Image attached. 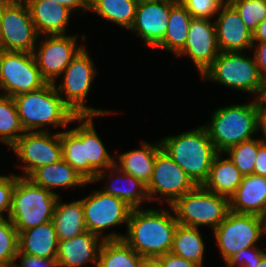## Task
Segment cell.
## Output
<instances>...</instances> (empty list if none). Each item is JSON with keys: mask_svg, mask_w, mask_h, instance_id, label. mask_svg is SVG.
Here are the masks:
<instances>
[{"mask_svg": "<svg viewBox=\"0 0 266 267\" xmlns=\"http://www.w3.org/2000/svg\"><path fill=\"white\" fill-rule=\"evenodd\" d=\"M161 209V210H160ZM133 208L123 240L144 258L171 252L178 226L171 206Z\"/></svg>", "mask_w": 266, "mask_h": 267, "instance_id": "obj_1", "label": "cell"}, {"mask_svg": "<svg viewBox=\"0 0 266 267\" xmlns=\"http://www.w3.org/2000/svg\"><path fill=\"white\" fill-rule=\"evenodd\" d=\"M160 144L162 150L197 186H203L218 154L203 125L180 132L178 135L162 137Z\"/></svg>", "mask_w": 266, "mask_h": 267, "instance_id": "obj_2", "label": "cell"}, {"mask_svg": "<svg viewBox=\"0 0 266 267\" xmlns=\"http://www.w3.org/2000/svg\"><path fill=\"white\" fill-rule=\"evenodd\" d=\"M25 131L51 132L53 128H68L75 113L64 103L54 83H47L28 93L13 97Z\"/></svg>", "mask_w": 266, "mask_h": 267, "instance_id": "obj_3", "label": "cell"}, {"mask_svg": "<svg viewBox=\"0 0 266 267\" xmlns=\"http://www.w3.org/2000/svg\"><path fill=\"white\" fill-rule=\"evenodd\" d=\"M218 153L258 135L256 99L214 109L211 119L202 124Z\"/></svg>", "mask_w": 266, "mask_h": 267, "instance_id": "obj_4", "label": "cell"}, {"mask_svg": "<svg viewBox=\"0 0 266 267\" xmlns=\"http://www.w3.org/2000/svg\"><path fill=\"white\" fill-rule=\"evenodd\" d=\"M86 48L88 46L85 45L66 67L59 77L60 84L58 81L54 83L55 88L76 116H110L115 113L113 110L94 108L86 104V98L99 72L91 58V53Z\"/></svg>", "mask_w": 266, "mask_h": 267, "instance_id": "obj_5", "label": "cell"}, {"mask_svg": "<svg viewBox=\"0 0 266 267\" xmlns=\"http://www.w3.org/2000/svg\"><path fill=\"white\" fill-rule=\"evenodd\" d=\"M250 51L220 52L213 64L201 75L203 82H212L229 87L236 92L260 97L264 91V80Z\"/></svg>", "mask_w": 266, "mask_h": 267, "instance_id": "obj_6", "label": "cell"}, {"mask_svg": "<svg viewBox=\"0 0 266 267\" xmlns=\"http://www.w3.org/2000/svg\"><path fill=\"white\" fill-rule=\"evenodd\" d=\"M59 195L35 185L29 178L16 174L12 205L8 218L18 234L52 221Z\"/></svg>", "mask_w": 266, "mask_h": 267, "instance_id": "obj_7", "label": "cell"}, {"mask_svg": "<svg viewBox=\"0 0 266 267\" xmlns=\"http://www.w3.org/2000/svg\"><path fill=\"white\" fill-rule=\"evenodd\" d=\"M176 220L188 227H204L212 231L225 219L230 211L229 198L197 186L178 198L171 205Z\"/></svg>", "mask_w": 266, "mask_h": 267, "instance_id": "obj_8", "label": "cell"}, {"mask_svg": "<svg viewBox=\"0 0 266 267\" xmlns=\"http://www.w3.org/2000/svg\"><path fill=\"white\" fill-rule=\"evenodd\" d=\"M81 201L86 229L89 232L97 234L103 240L123 239V233L109 231V229L122 226V224L127 229V223L133 208L118 197L103 193L99 189L91 190L87 196L81 198Z\"/></svg>", "mask_w": 266, "mask_h": 267, "instance_id": "obj_9", "label": "cell"}, {"mask_svg": "<svg viewBox=\"0 0 266 267\" xmlns=\"http://www.w3.org/2000/svg\"><path fill=\"white\" fill-rule=\"evenodd\" d=\"M224 264L238 251L253 246L266 236V219L253 214L229 211L225 219L211 231ZM259 244V245H258Z\"/></svg>", "mask_w": 266, "mask_h": 267, "instance_id": "obj_10", "label": "cell"}, {"mask_svg": "<svg viewBox=\"0 0 266 267\" xmlns=\"http://www.w3.org/2000/svg\"><path fill=\"white\" fill-rule=\"evenodd\" d=\"M9 149L19 162L16 165L21 170L19 177L28 178L39 167L63 158L60 130L54 133L26 131Z\"/></svg>", "mask_w": 266, "mask_h": 267, "instance_id": "obj_11", "label": "cell"}, {"mask_svg": "<svg viewBox=\"0 0 266 267\" xmlns=\"http://www.w3.org/2000/svg\"><path fill=\"white\" fill-rule=\"evenodd\" d=\"M86 33L70 35H41L33 55L41 75L48 83H55L85 44ZM41 39V40H40Z\"/></svg>", "mask_w": 266, "mask_h": 267, "instance_id": "obj_12", "label": "cell"}, {"mask_svg": "<svg viewBox=\"0 0 266 267\" xmlns=\"http://www.w3.org/2000/svg\"><path fill=\"white\" fill-rule=\"evenodd\" d=\"M47 83L33 53L0 50V94L13 98Z\"/></svg>", "mask_w": 266, "mask_h": 267, "instance_id": "obj_13", "label": "cell"}, {"mask_svg": "<svg viewBox=\"0 0 266 267\" xmlns=\"http://www.w3.org/2000/svg\"><path fill=\"white\" fill-rule=\"evenodd\" d=\"M39 35L25 0H10L0 15V50L33 53Z\"/></svg>", "mask_w": 266, "mask_h": 267, "instance_id": "obj_14", "label": "cell"}, {"mask_svg": "<svg viewBox=\"0 0 266 267\" xmlns=\"http://www.w3.org/2000/svg\"><path fill=\"white\" fill-rule=\"evenodd\" d=\"M196 187L185 171L162 149L156 154L154 170L146 185L150 202L156 201L171 206L178 198Z\"/></svg>", "mask_w": 266, "mask_h": 267, "instance_id": "obj_15", "label": "cell"}, {"mask_svg": "<svg viewBox=\"0 0 266 267\" xmlns=\"http://www.w3.org/2000/svg\"><path fill=\"white\" fill-rule=\"evenodd\" d=\"M219 54L214 20L193 18L185 46L175 57L178 59L186 57L188 61L191 59L201 77Z\"/></svg>", "mask_w": 266, "mask_h": 267, "instance_id": "obj_16", "label": "cell"}, {"mask_svg": "<svg viewBox=\"0 0 266 267\" xmlns=\"http://www.w3.org/2000/svg\"><path fill=\"white\" fill-rule=\"evenodd\" d=\"M173 3L139 0L134 22L128 30L137 35L146 48L154 49L164 38Z\"/></svg>", "mask_w": 266, "mask_h": 267, "instance_id": "obj_17", "label": "cell"}, {"mask_svg": "<svg viewBox=\"0 0 266 267\" xmlns=\"http://www.w3.org/2000/svg\"><path fill=\"white\" fill-rule=\"evenodd\" d=\"M220 52H247L253 45V33L236 9L225 0L213 19Z\"/></svg>", "mask_w": 266, "mask_h": 267, "instance_id": "obj_18", "label": "cell"}, {"mask_svg": "<svg viewBox=\"0 0 266 267\" xmlns=\"http://www.w3.org/2000/svg\"><path fill=\"white\" fill-rule=\"evenodd\" d=\"M105 178L108 179L105 181ZM103 180L102 183L105 185L100 190L125 201L131 208H145L147 202H150L146 184L124 173L116 165L97 173L92 183H99Z\"/></svg>", "mask_w": 266, "mask_h": 267, "instance_id": "obj_19", "label": "cell"}, {"mask_svg": "<svg viewBox=\"0 0 266 267\" xmlns=\"http://www.w3.org/2000/svg\"><path fill=\"white\" fill-rule=\"evenodd\" d=\"M104 240L88 230L67 240L59 241L56 260L58 267H97L100 247Z\"/></svg>", "mask_w": 266, "mask_h": 267, "instance_id": "obj_20", "label": "cell"}, {"mask_svg": "<svg viewBox=\"0 0 266 267\" xmlns=\"http://www.w3.org/2000/svg\"><path fill=\"white\" fill-rule=\"evenodd\" d=\"M33 24L39 36L41 35H68L71 14L67 7L51 0H25ZM68 32V33H67Z\"/></svg>", "mask_w": 266, "mask_h": 267, "instance_id": "obj_21", "label": "cell"}, {"mask_svg": "<svg viewBox=\"0 0 266 267\" xmlns=\"http://www.w3.org/2000/svg\"><path fill=\"white\" fill-rule=\"evenodd\" d=\"M229 209L266 219V177L255 174L243 176L237 190L229 198Z\"/></svg>", "mask_w": 266, "mask_h": 267, "instance_id": "obj_22", "label": "cell"}, {"mask_svg": "<svg viewBox=\"0 0 266 267\" xmlns=\"http://www.w3.org/2000/svg\"><path fill=\"white\" fill-rule=\"evenodd\" d=\"M28 178L35 185L43 187L59 196L60 193H56V190L59 188L60 190H69V188L76 189L80 187V190L89 184L93 185L92 182H88L63 158L50 165L39 167Z\"/></svg>", "mask_w": 266, "mask_h": 267, "instance_id": "obj_23", "label": "cell"}, {"mask_svg": "<svg viewBox=\"0 0 266 267\" xmlns=\"http://www.w3.org/2000/svg\"><path fill=\"white\" fill-rule=\"evenodd\" d=\"M160 140L148 142L141 140L140 148L127 152H116L115 165L124 173L134 176L148 184L154 170L156 154L161 150Z\"/></svg>", "mask_w": 266, "mask_h": 267, "instance_id": "obj_24", "label": "cell"}, {"mask_svg": "<svg viewBox=\"0 0 266 267\" xmlns=\"http://www.w3.org/2000/svg\"><path fill=\"white\" fill-rule=\"evenodd\" d=\"M73 123L77 126L60 131L63 159L88 182H92L97 172L85 161L83 116H76Z\"/></svg>", "mask_w": 266, "mask_h": 267, "instance_id": "obj_25", "label": "cell"}, {"mask_svg": "<svg viewBox=\"0 0 266 267\" xmlns=\"http://www.w3.org/2000/svg\"><path fill=\"white\" fill-rule=\"evenodd\" d=\"M59 240L52 221L18 234V253L40 258H56Z\"/></svg>", "mask_w": 266, "mask_h": 267, "instance_id": "obj_26", "label": "cell"}, {"mask_svg": "<svg viewBox=\"0 0 266 267\" xmlns=\"http://www.w3.org/2000/svg\"><path fill=\"white\" fill-rule=\"evenodd\" d=\"M59 196L52 222L59 241L67 240L85 232L83 204L81 198L74 201H65Z\"/></svg>", "mask_w": 266, "mask_h": 267, "instance_id": "obj_27", "label": "cell"}, {"mask_svg": "<svg viewBox=\"0 0 266 267\" xmlns=\"http://www.w3.org/2000/svg\"><path fill=\"white\" fill-rule=\"evenodd\" d=\"M242 178L243 175L226 154L218 153L213 160L208 179L203 187L210 192L230 198L237 190Z\"/></svg>", "mask_w": 266, "mask_h": 267, "instance_id": "obj_28", "label": "cell"}, {"mask_svg": "<svg viewBox=\"0 0 266 267\" xmlns=\"http://www.w3.org/2000/svg\"><path fill=\"white\" fill-rule=\"evenodd\" d=\"M104 117L94 115H83V145L85 161L97 172H101L115 165V153L108 152L101 137L95 129L94 118ZM113 155V156H111Z\"/></svg>", "mask_w": 266, "mask_h": 267, "instance_id": "obj_29", "label": "cell"}, {"mask_svg": "<svg viewBox=\"0 0 266 267\" xmlns=\"http://www.w3.org/2000/svg\"><path fill=\"white\" fill-rule=\"evenodd\" d=\"M192 19L193 17L184 5L173 4L168 17L166 34L154 49L176 56L185 46Z\"/></svg>", "mask_w": 266, "mask_h": 267, "instance_id": "obj_30", "label": "cell"}, {"mask_svg": "<svg viewBox=\"0 0 266 267\" xmlns=\"http://www.w3.org/2000/svg\"><path fill=\"white\" fill-rule=\"evenodd\" d=\"M201 230L196 227H188L178 224L175 233L171 252L186 260L195 262L204 267V257L207 246ZM206 247V248H205Z\"/></svg>", "mask_w": 266, "mask_h": 267, "instance_id": "obj_31", "label": "cell"}, {"mask_svg": "<svg viewBox=\"0 0 266 267\" xmlns=\"http://www.w3.org/2000/svg\"><path fill=\"white\" fill-rule=\"evenodd\" d=\"M143 260L123 239L104 240L97 267H142Z\"/></svg>", "mask_w": 266, "mask_h": 267, "instance_id": "obj_32", "label": "cell"}, {"mask_svg": "<svg viewBox=\"0 0 266 267\" xmlns=\"http://www.w3.org/2000/svg\"><path fill=\"white\" fill-rule=\"evenodd\" d=\"M139 0H100L89 11L127 31L131 28Z\"/></svg>", "mask_w": 266, "mask_h": 267, "instance_id": "obj_33", "label": "cell"}, {"mask_svg": "<svg viewBox=\"0 0 266 267\" xmlns=\"http://www.w3.org/2000/svg\"><path fill=\"white\" fill-rule=\"evenodd\" d=\"M25 132L14 99L0 94V144L9 149Z\"/></svg>", "mask_w": 266, "mask_h": 267, "instance_id": "obj_34", "label": "cell"}, {"mask_svg": "<svg viewBox=\"0 0 266 267\" xmlns=\"http://www.w3.org/2000/svg\"><path fill=\"white\" fill-rule=\"evenodd\" d=\"M243 176L254 174L258 153V137L241 142L224 152Z\"/></svg>", "mask_w": 266, "mask_h": 267, "instance_id": "obj_35", "label": "cell"}, {"mask_svg": "<svg viewBox=\"0 0 266 267\" xmlns=\"http://www.w3.org/2000/svg\"><path fill=\"white\" fill-rule=\"evenodd\" d=\"M18 231L12 221L0 219V267L14 265L18 253Z\"/></svg>", "mask_w": 266, "mask_h": 267, "instance_id": "obj_36", "label": "cell"}, {"mask_svg": "<svg viewBox=\"0 0 266 267\" xmlns=\"http://www.w3.org/2000/svg\"><path fill=\"white\" fill-rule=\"evenodd\" d=\"M239 13L246 27L253 33L266 19V0H227Z\"/></svg>", "mask_w": 266, "mask_h": 267, "instance_id": "obj_37", "label": "cell"}, {"mask_svg": "<svg viewBox=\"0 0 266 267\" xmlns=\"http://www.w3.org/2000/svg\"><path fill=\"white\" fill-rule=\"evenodd\" d=\"M263 245L241 249L224 264L225 267H255L266 254V246Z\"/></svg>", "mask_w": 266, "mask_h": 267, "instance_id": "obj_38", "label": "cell"}, {"mask_svg": "<svg viewBox=\"0 0 266 267\" xmlns=\"http://www.w3.org/2000/svg\"><path fill=\"white\" fill-rule=\"evenodd\" d=\"M225 0H180L193 18L213 20Z\"/></svg>", "mask_w": 266, "mask_h": 267, "instance_id": "obj_39", "label": "cell"}, {"mask_svg": "<svg viewBox=\"0 0 266 267\" xmlns=\"http://www.w3.org/2000/svg\"><path fill=\"white\" fill-rule=\"evenodd\" d=\"M15 183V171L10 175L0 174V219L7 218L10 213Z\"/></svg>", "mask_w": 266, "mask_h": 267, "instance_id": "obj_40", "label": "cell"}, {"mask_svg": "<svg viewBox=\"0 0 266 267\" xmlns=\"http://www.w3.org/2000/svg\"><path fill=\"white\" fill-rule=\"evenodd\" d=\"M13 267H58V262L56 258H40L25 253H17Z\"/></svg>", "mask_w": 266, "mask_h": 267, "instance_id": "obj_41", "label": "cell"}, {"mask_svg": "<svg viewBox=\"0 0 266 267\" xmlns=\"http://www.w3.org/2000/svg\"><path fill=\"white\" fill-rule=\"evenodd\" d=\"M252 55L258 66L261 78L266 81V41H253L251 47Z\"/></svg>", "mask_w": 266, "mask_h": 267, "instance_id": "obj_42", "label": "cell"}, {"mask_svg": "<svg viewBox=\"0 0 266 267\" xmlns=\"http://www.w3.org/2000/svg\"><path fill=\"white\" fill-rule=\"evenodd\" d=\"M163 267H200L195 262L186 260L183 257L177 256L172 252H168L163 256L158 257Z\"/></svg>", "mask_w": 266, "mask_h": 267, "instance_id": "obj_43", "label": "cell"}, {"mask_svg": "<svg viewBox=\"0 0 266 267\" xmlns=\"http://www.w3.org/2000/svg\"><path fill=\"white\" fill-rule=\"evenodd\" d=\"M258 133L263 137L260 139L266 143V99L261 95L256 98Z\"/></svg>", "mask_w": 266, "mask_h": 267, "instance_id": "obj_44", "label": "cell"}, {"mask_svg": "<svg viewBox=\"0 0 266 267\" xmlns=\"http://www.w3.org/2000/svg\"><path fill=\"white\" fill-rule=\"evenodd\" d=\"M254 174L266 177V143L258 137V153L254 166Z\"/></svg>", "mask_w": 266, "mask_h": 267, "instance_id": "obj_45", "label": "cell"}, {"mask_svg": "<svg viewBox=\"0 0 266 267\" xmlns=\"http://www.w3.org/2000/svg\"><path fill=\"white\" fill-rule=\"evenodd\" d=\"M51 1L67 7L73 13H77L79 11L80 12L79 15L81 14L85 15L86 12H89L84 7L82 0H51Z\"/></svg>", "mask_w": 266, "mask_h": 267, "instance_id": "obj_46", "label": "cell"}, {"mask_svg": "<svg viewBox=\"0 0 266 267\" xmlns=\"http://www.w3.org/2000/svg\"><path fill=\"white\" fill-rule=\"evenodd\" d=\"M253 41H266V19L260 22L253 32Z\"/></svg>", "mask_w": 266, "mask_h": 267, "instance_id": "obj_47", "label": "cell"}, {"mask_svg": "<svg viewBox=\"0 0 266 267\" xmlns=\"http://www.w3.org/2000/svg\"><path fill=\"white\" fill-rule=\"evenodd\" d=\"M142 267H163L158 258H144Z\"/></svg>", "mask_w": 266, "mask_h": 267, "instance_id": "obj_48", "label": "cell"}, {"mask_svg": "<svg viewBox=\"0 0 266 267\" xmlns=\"http://www.w3.org/2000/svg\"><path fill=\"white\" fill-rule=\"evenodd\" d=\"M100 0H82L84 7L89 11L92 9Z\"/></svg>", "mask_w": 266, "mask_h": 267, "instance_id": "obj_49", "label": "cell"}, {"mask_svg": "<svg viewBox=\"0 0 266 267\" xmlns=\"http://www.w3.org/2000/svg\"><path fill=\"white\" fill-rule=\"evenodd\" d=\"M255 267H266V254L262 257L259 264H256Z\"/></svg>", "mask_w": 266, "mask_h": 267, "instance_id": "obj_50", "label": "cell"}, {"mask_svg": "<svg viewBox=\"0 0 266 267\" xmlns=\"http://www.w3.org/2000/svg\"><path fill=\"white\" fill-rule=\"evenodd\" d=\"M10 0H0V15L2 14V11L4 9V7L6 6V4L9 2Z\"/></svg>", "mask_w": 266, "mask_h": 267, "instance_id": "obj_51", "label": "cell"}, {"mask_svg": "<svg viewBox=\"0 0 266 267\" xmlns=\"http://www.w3.org/2000/svg\"><path fill=\"white\" fill-rule=\"evenodd\" d=\"M150 1H163V2H168V3H180V0H150Z\"/></svg>", "mask_w": 266, "mask_h": 267, "instance_id": "obj_52", "label": "cell"}, {"mask_svg": "<svg viewBox=\"0 0 266 267\" xmlns=\"http://www.w3.org/2000/svg\"><path fill=\"white\" fill-rule=\"evenodd\" d=\"M262 96L266 99V81H265V84H264V91H263Z\"/></svg>", "mask_w": 266, "mask_h": 267, "instance_id": "obj_53", "label": "cell"}]
</instances>
